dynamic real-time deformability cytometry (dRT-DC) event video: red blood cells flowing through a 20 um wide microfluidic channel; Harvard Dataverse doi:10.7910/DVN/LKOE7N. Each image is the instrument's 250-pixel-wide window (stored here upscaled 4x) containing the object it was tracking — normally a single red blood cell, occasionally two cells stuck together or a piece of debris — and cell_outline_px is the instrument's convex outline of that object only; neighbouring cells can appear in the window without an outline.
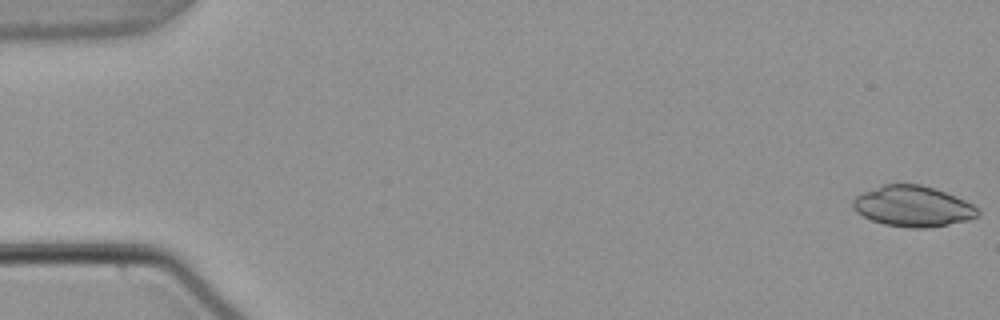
{"species": "common noctule bat (a hibernating species)", "species_latin": "Nyctalus noctula", "temperature_condition": "warm", "stored_images_in_passage": 54, "camera_frame_rate_fps": 3000, "um_per_image_px": 0.085, "animal": {"sex": "male", "body_mass_g": 21.5, "forearm_length_mm": 52.0}, "frame": {"image": 1, "passage_image": 1, "time_ms": 0.0, "image_size_px": [1000, 320], "cell_outline_px": [[980, 216], [968, 220], [948, 224], [924, 228], [908, 228], [884, 224], [872, 220], [856, 212], [852, 208], [852, 200], [856, 196], [864, 192], [884, 184], [920, 184], [944, 192], [964, 200], [972, 204], [980, 212]], "centroid_in_image_um": [77.58, 17.54], "position_along_channel_um": 7.4, "area_um2": 29.42}}
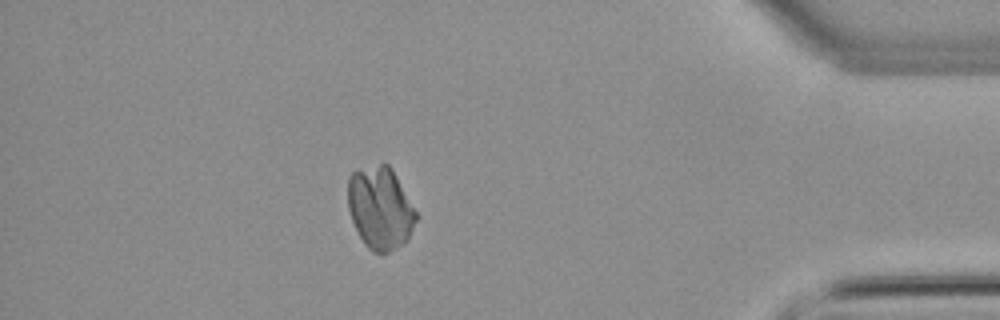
{"frame": {"image": 2, "passage_image": 48, "time_ms": 15.667, "image_size_px": [1000, 320], "cell_outline_px": [[416, 220], [408, 240], [396, 248], [380, 256], [372, 252], [364, 244], [352, 220], [348, 208], [348, 180], [352, 172], [380, 164], [388, 164], [392, 168], [416, 212]], "centroid_in_image_um": [32.31, 17.73], "position_along_channel_um": 402.9, "area_um2": 32.6}}